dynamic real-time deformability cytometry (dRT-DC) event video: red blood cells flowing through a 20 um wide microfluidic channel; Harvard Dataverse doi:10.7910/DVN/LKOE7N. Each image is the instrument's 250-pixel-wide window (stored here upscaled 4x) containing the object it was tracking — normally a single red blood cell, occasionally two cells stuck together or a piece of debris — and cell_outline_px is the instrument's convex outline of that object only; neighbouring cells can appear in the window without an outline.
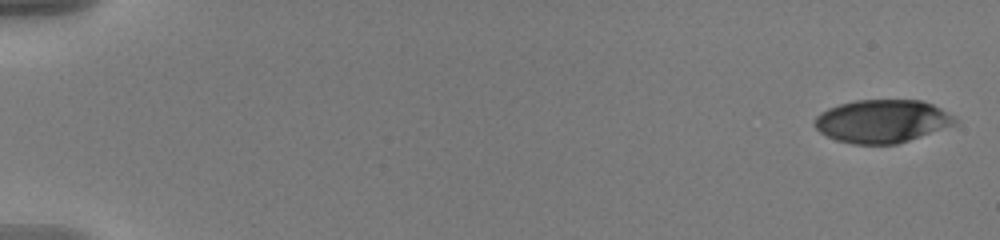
{"species": "human", "species_latin": "Homo sapiens", "temperature_condition": "warm", "stored_images_in_passage": 8, "camera_frame_rate_fps": 3000, "um_per_image_px": 0.085, "donor": {"sex": "male"}, "frame": {"image": 1, "passage_image": 1, "time_ms": 0.0, "image_size_px": [1000, 240], "cell_outline_px": [[956, 124], [896, 144], [852, 144], [836, 140], [820, 132], [812, 124], [812, 120], [820, 112], [828, 108], [840, 104], [856, 100], [920, 100], [932, 104], [956, 116]], "centroid_in_image_um": [74.94, 10.29], "position_along_channel_um": 10.1, "area_um2": 35.2}}
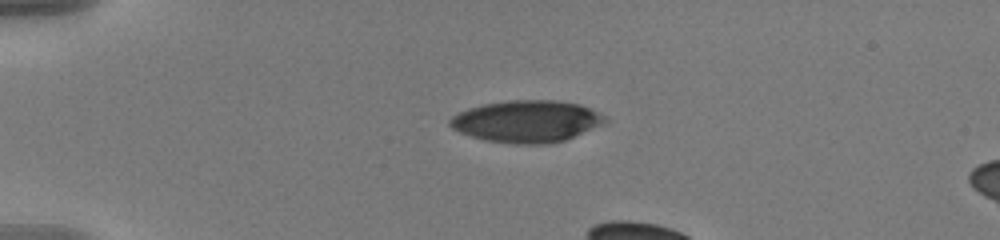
{"frame": {"image": 2, "passage_image": 6, "time_ms": 1.667, "image_size_px": [1000, 240], "cell_outline_px": [[608, 120], [604, 124], [564, 140], [548, 144], [512, 144], [484, 140], [460, 132], [452, 128], [448, 124], [448, 120], [452, 116], [468, 108], [484, 104], [508, 100], [560, 100], [580, 104], [592, 108], [600, 112]], "centroid_in_image_um": [44.79, 10.31], "position_along_channel_um": 40.2, "area_um2": 38.15}}